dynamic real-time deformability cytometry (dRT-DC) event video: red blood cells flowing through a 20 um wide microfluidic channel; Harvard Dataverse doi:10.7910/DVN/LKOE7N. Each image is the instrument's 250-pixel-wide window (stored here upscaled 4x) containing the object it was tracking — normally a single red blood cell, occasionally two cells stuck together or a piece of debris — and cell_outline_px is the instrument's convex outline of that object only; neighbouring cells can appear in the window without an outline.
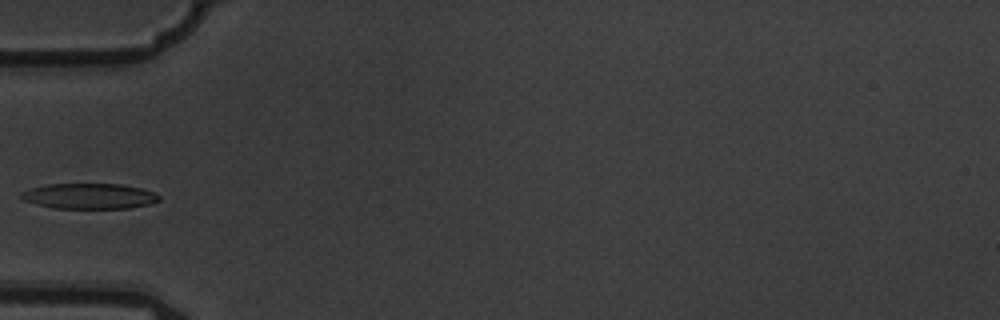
{"species": "common noctule bat (a hibernating species)", "species_latin": "Nyctalus noctula", "temperature_condition": "warm", "stored_images_in_passage": 5, "camera_frame_rate_fps": 3000, "um_per_image_px": 0.085, "animal": {"sex": "male", "body_mass_g": 19.5, "forearm_length_mm": 54.6}, "frame": {"image": 1, "passage_image": 4, "time_ms": 1.0, "image_size_px": [1000, 320], "cell_outline_px": [[160, 200], [152, 204], [128, 208], [56, 208], [24, 200], [20, 196], [20, 192], [32, 188], [48, 184], [120, 184], [140, 188], [152, 192], [160, 196]], "centroid_in_image_um": [7.63, 16.67], "position_along_channel_um": 77.4, "area_um2": 20.23}}
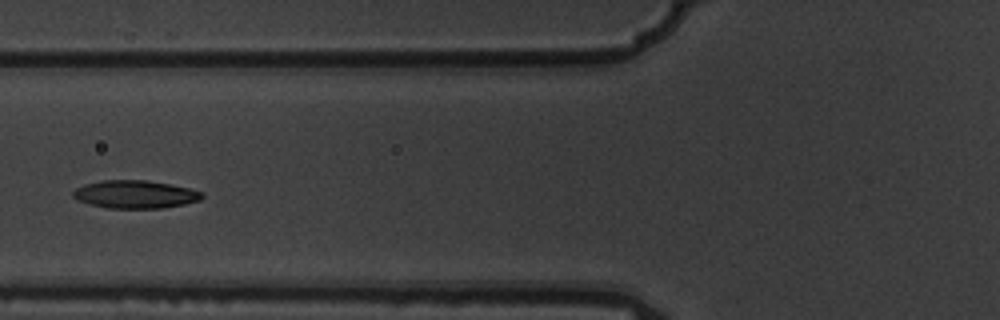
{"frame": {"image": 2, "passage_image": 5, "time_ms": 1.333, "image_size_px": [1000, 320], "cell_outline_px": [[204, 196], [200, 200], [184, 204], [160, 208], [108, 208], [88, 204], [76, 200], [72, 196], [72, 192], [76, 188], [84, 184], [104, 180], [148, 180], [172, 184], [188, 188], [200, 192]], "centroid_in_image_um": [11.45, 16.51], "position_along_channel_um": 114.4, "area_um2": 21.04}}